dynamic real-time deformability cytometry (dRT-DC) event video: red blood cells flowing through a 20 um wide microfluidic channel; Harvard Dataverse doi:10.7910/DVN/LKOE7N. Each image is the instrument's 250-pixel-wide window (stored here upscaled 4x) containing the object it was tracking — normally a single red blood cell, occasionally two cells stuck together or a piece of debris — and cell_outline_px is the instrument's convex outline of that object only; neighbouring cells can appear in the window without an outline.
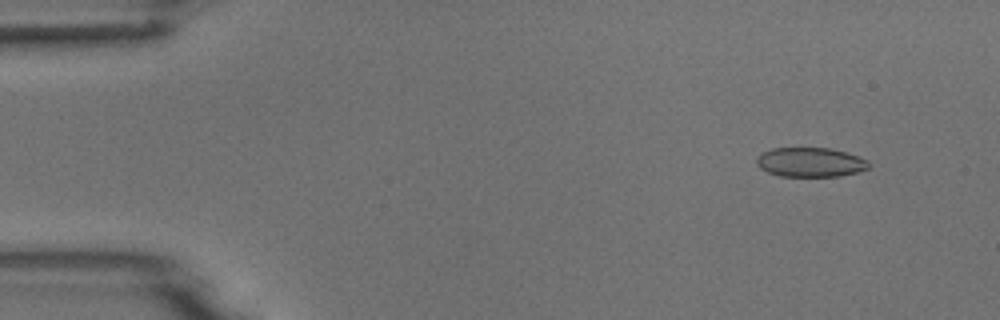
{"species": "common noctule bat (a hibernating species)", "species_latin": "Nyctalus noctula", "temperature_condition": "room temperature", "stored_images_in_passage": 5, "camera_frame_rate_fps": 3000, "um_per_image_px": 0.085, "animal": {"sex": "male", "body_mass_g": 18.8}, "frame": {"image": 1, "passage_image": 1, "time_ms": 0.0, "image_size_px": [1000, 320], "cell_outline_px": [[868, 168], [860, 172], [840, 176], [780, 176], [768, 172], [760, 168], [756, 164], [756, 156], [772, 148], [828, 148], [844, 152], [868, 160]], "centroid_in_image_um": [68.85, 13.79], "position_along_channel_um": 16.1, "area_um2": 19.13}}
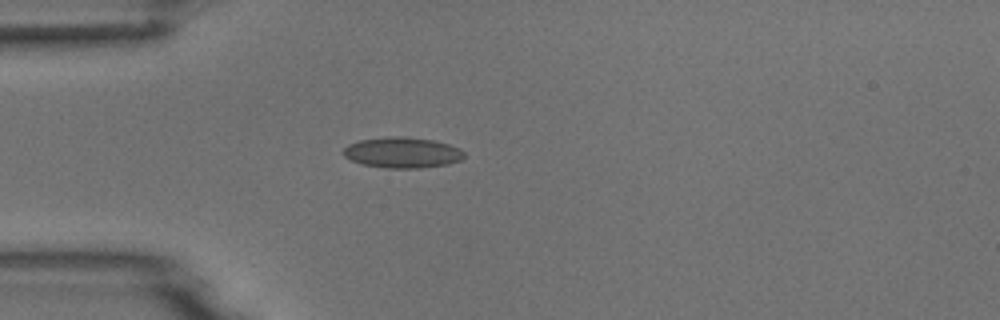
{"frame": {"image": 2, "passage_image": 3, "time_ms": 3.333, "image_size_px": [1000, 320], "cell_outline_px": [[464, 156], [460, 160], [448, 164], [420, 168], [384, 168], [360, 164], [344, 156], [340, 152], [348, 144], [360, 140], [388, 136], [404, 136], [432, 140], [448, 144], [460, 148], [464, 152]], "centroid_in_image_um": [34.16, 12.97], "position_along_channel_um": 50.8, "area_um2": 21.79}}